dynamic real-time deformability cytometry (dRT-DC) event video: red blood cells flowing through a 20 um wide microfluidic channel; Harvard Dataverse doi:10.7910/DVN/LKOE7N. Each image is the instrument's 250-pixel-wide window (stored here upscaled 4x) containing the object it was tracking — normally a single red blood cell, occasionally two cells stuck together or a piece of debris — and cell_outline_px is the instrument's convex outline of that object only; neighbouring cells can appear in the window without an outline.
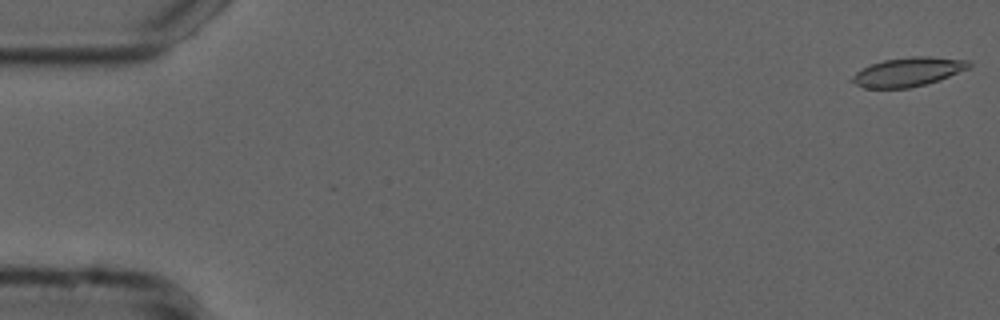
{"species": "common noctule bat (a hibernating species)", "species_latin": "Nyctalus noctula", "temperature_condition": "cold", "stored_images_in_passage": 12, "camera_frame_rate_fps": 3000, "um_per_image_px": 0.085, "animal": {"sex": "male", "forearm_length_mm": 52.5}, "frame": {"image": 1, "passage_image": 1, "time_ms": 0.0, "image_size_px": [1000, 320], "cell_outline_px": [[972, 64], [968, 68], [940, 80], [908, 88], [864, 88], [848, 80], [856, 72], [872, 64], [884, 60], [912, 56], [928, 56], [968, 60]], "centroid_in_image_um": [77.18, 6.11], "position_along_channel_um": 7.8, "area_um2": 19.59}}